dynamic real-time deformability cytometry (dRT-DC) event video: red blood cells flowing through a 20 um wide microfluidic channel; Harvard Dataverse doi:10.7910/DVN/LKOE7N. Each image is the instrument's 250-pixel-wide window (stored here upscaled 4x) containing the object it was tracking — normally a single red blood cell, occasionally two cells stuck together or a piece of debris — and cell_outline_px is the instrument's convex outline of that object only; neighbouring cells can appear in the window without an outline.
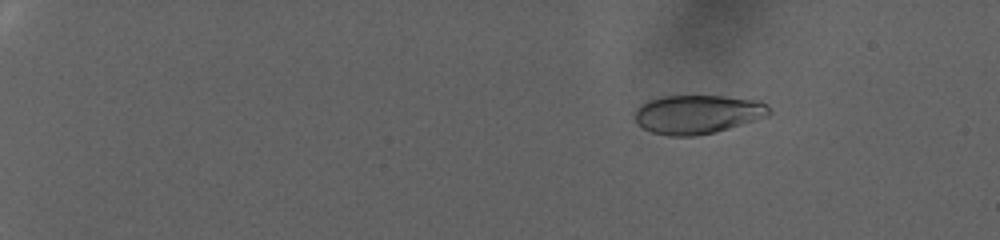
{"species": "human", "species_latin": "Homo sapiens", "temperature_condition": "warm", "stored_images_in_passage": 29, "camera_frame_rate_fps": 3000, "um_per_image_px": 0.085, "donor": {"sex": "female"}, "frame": {"image": 1, "passage_image": 9, "time_ms": 2.667, "image_size_px": [1000, 240], "cell_outline_px": [[772, 112], [768, 116], [716, 132], [696, 136], [668, 136], [652, 132], [644, 128], [636, 120], [636, 108], [648, 100], [660, 96], [724, 96], [760, 100], [768, 104]], "centroid_in_image_um": [59.34, 9.71], "position_along_channel_um": 25.7, "area_um2": 30.52}}
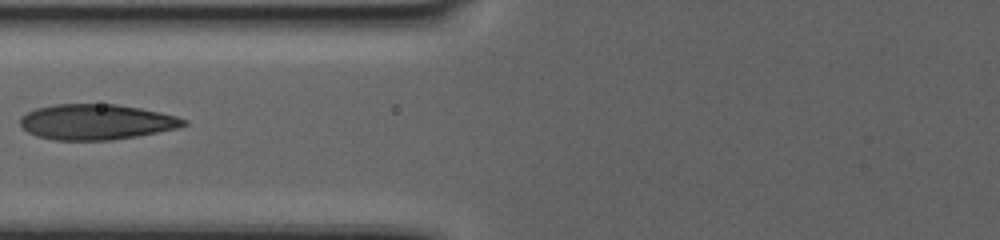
{"frame": {"image": 2, "passage_image": 24, "time_ms": 7.667, "image_size_px": [1000, 240], "cell_outline_px": [[188, 124], [176, 128], [136, 136], [112, 140], [56, 140], [36, 136], [28, 132], [20, 124], [20, 116], [36, 108], [52, 104], [116, 104], [140, 108], [160, 112], [176, 116], [188, 120]], "centroid_in_image_um": [8.17, 10.36], "position_along_channel_um": 117.6, "area_um2": 33.76}}
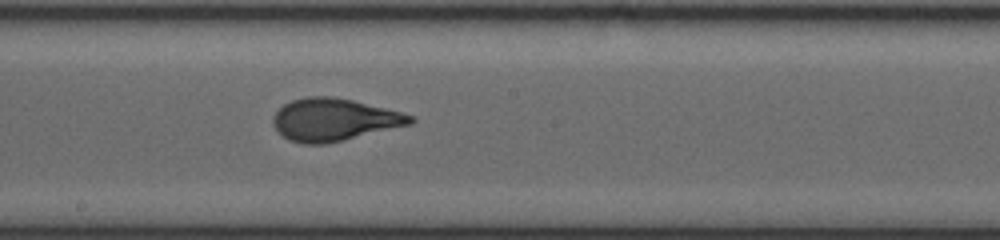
{"frame": {"image": 3, "passage_image": 29, "time_ms": 9.333, "image_size_px": [1000, 240], "cell_outline_px": [[416, 120], [412, 124], [324, 144], [304, 144], [288, 140], [272, 124], [272, 116], [284, 104], [292, 100], [308, 96], [332, 96], [352, 100], [416, 116]], "centroid_in_image_um": [28.39, 10.17], "position_along_channel_um": 219.8, "area_um2": 33.7}}